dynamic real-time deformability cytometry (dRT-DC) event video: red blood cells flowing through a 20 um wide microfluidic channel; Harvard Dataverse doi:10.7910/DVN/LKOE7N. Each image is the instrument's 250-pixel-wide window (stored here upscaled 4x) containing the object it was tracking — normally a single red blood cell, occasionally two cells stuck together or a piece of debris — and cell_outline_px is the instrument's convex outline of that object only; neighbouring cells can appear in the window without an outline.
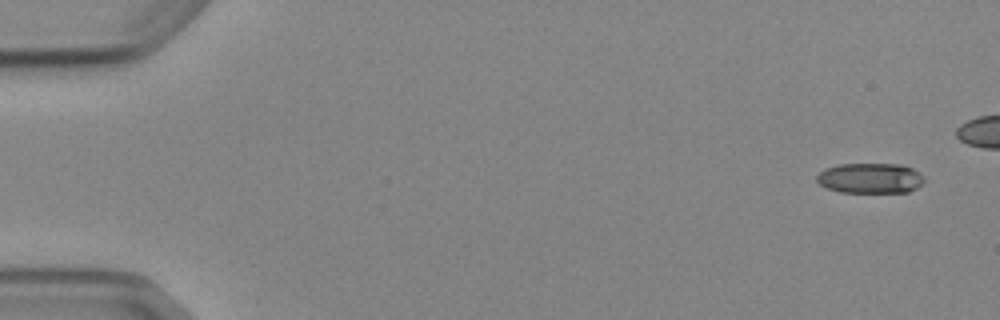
{"species": "Egyptian fruit bat (a non-hibernating species)", "species_latin": "Rousettus aegyptiacus", "temperature_condition": "cold", "stored_images_in_passage": 6, "camera_frame_rate_fps": 3000, "um_per_image_px": 0.085, "animal": {"sex": "female"}, "frame": {"image": 1, "passage_image": 1, "time_ms": 0.0, "image_size_px": [1000, 320], "cell_outline_px": [[924, 184], [908, 192], [840, 192], [828, 188], [820, 184], [816, 180], [816, 176], [824, 168], [840, 164], [900, 164], [912, 168], [920, 172], [924, 176]], "centroid_in_image_um": [74.0, 15.14], "position_along_channel_um": 11.0, "area_um2": 19.07}}
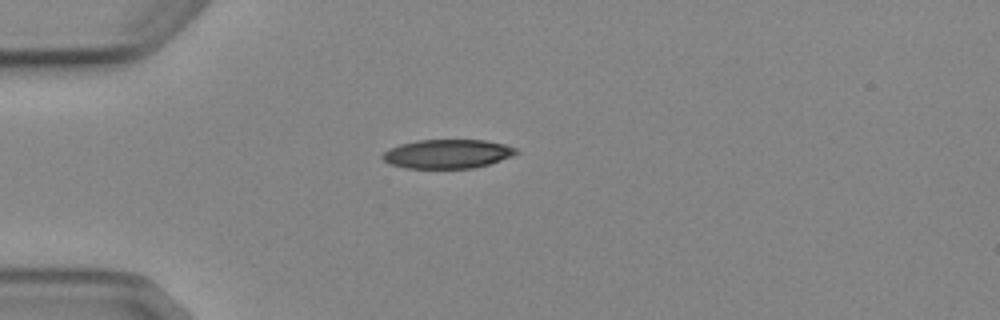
{"frame": {"image": 2, "passage_image": 6, "time_ms": 6.0, "image_size_px": [1000, 320], "cell_outline_px": [[520, 152], [512, 156], [488, 164], [472, 168], [404, 168], [392, 164], [384, 160], [380, 156], [388, 148], [400, 144], [416, 140], [484, 140], [504, 144], [516, 148]], "centroid_in_image_um": [38.02, 13.07], "position_along_channel_um": 47.0, "area_um2": 22.54}}